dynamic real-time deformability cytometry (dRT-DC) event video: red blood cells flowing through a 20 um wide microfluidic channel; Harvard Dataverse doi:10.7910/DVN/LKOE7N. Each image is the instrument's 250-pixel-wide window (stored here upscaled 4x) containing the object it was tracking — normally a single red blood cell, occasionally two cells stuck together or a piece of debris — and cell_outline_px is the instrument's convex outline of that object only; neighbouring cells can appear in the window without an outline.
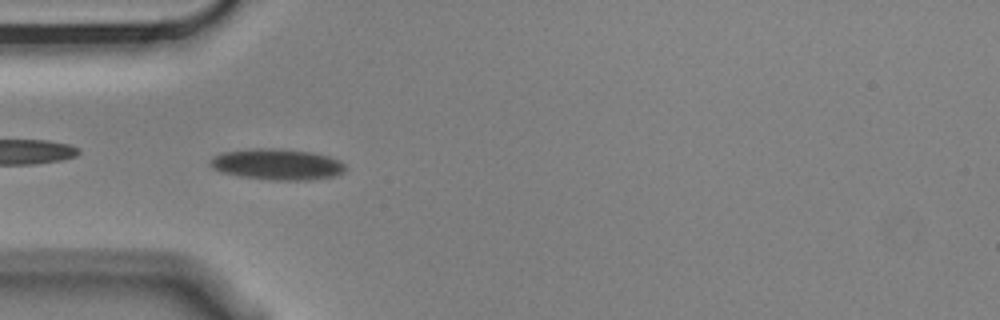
{"species": "Egyptian fruit bat (a non-hibernating species)", "species_latin": "Rousettus aegyptiacus", "temperature_condition": "cold", "stored_images_in_passage": 6, "camera_frame_rate_fps": 3000, "um_per_image_px": 0.085, "animal": {"sex": "male"}, "frame": {"image": 1, "passage_image": 5, "time_ms": 1.333, "image_size_px": [1000, 320], "cell_outline_px": [[348, 168], [344, 172], [336, 176], [308, 180], [272, 180], [240, 176], [220, 172], [212, 168], [208, 164], [208, 160], [212, 156], [220, 152], [248, 148], [272, 148], [312, 152], [328, 156], [340, 160]], "centroid_in_image_um": [23.52, 13.96], "position_along_channel_um": 61.5, "area_um2": 24.91}}